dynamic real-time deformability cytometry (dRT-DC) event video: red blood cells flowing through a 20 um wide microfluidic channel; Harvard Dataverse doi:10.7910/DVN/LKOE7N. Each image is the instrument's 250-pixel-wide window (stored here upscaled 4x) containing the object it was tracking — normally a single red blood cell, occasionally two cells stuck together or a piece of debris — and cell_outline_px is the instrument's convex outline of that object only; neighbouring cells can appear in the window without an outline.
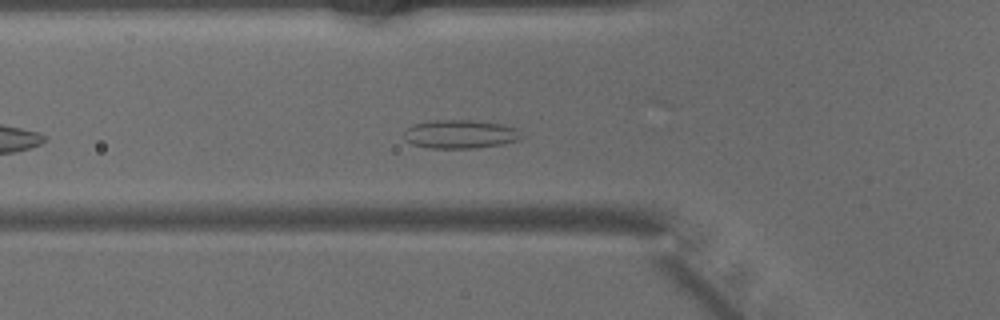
{"species": "common noctule bat (a hibernating species)", "species_latin": "Nyctalus noctula", "temperature_condition": "warm", "stored_images_in_passage": 29, "camera_frame_rate_fps": 3000, "um_per_image_px": 0.085, "animal": {"sex": "male", "body_mass_g": 15.6}, "frame": {"image": 1, "passage_image": 7, "time_ms": 2.0, "image_size_px": [1000, 320], "cell_outline_px": [[524, 136], [520, 140], [500, 144], [476, 148], [428, 148], [412, 144], [404, 140], [404, 132], [412, 124], [432, 120], [472, 120], [500, 124], [516, 128]], "centroid_in_image_um": [39.1, 11.4], "position_along_channel_um": 86.7, "area_um2": 19.65}}
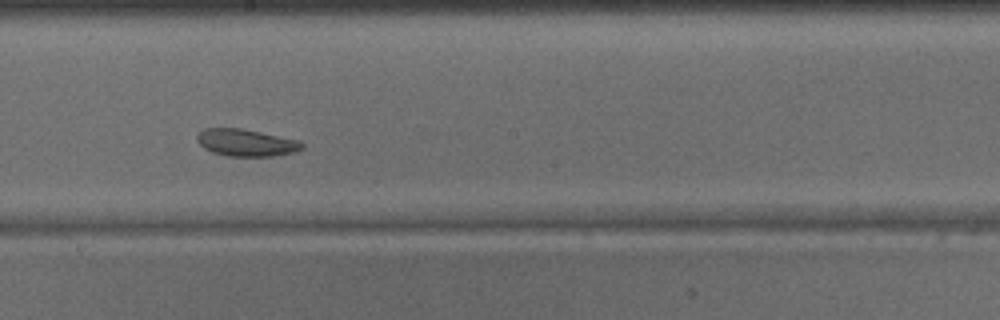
{"frame": {"image": 2, "passage_image": 17, "time_ms": 5.333, "image_size_px": [1000, 320], "cell_outline_px": [[304, 148], [296, 152], [272, 156], [228, 156], [212, 152], [204, 148], [196, 140], [196, 136], [204, 128], [240, 128], [300, 140], [304, 144]], "centroid_in_image_um": [20.94, 12.13], "position_along_channel_um": 227.3, "area_um2": 16.65}}
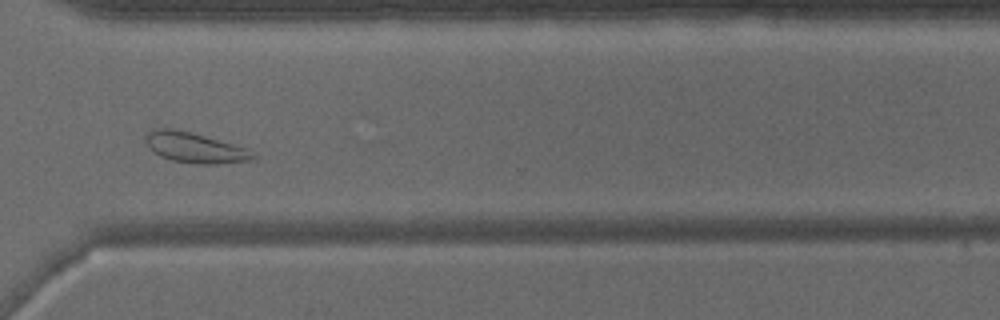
{"frame": {"image": 3, "passage_image": 26, "time_ms": 8.333, "image_size_px": [1000, 320], "cell_outline_px": [[256, 160], [216, 164], [200, 164], [172, 160], [160, 156], [144, 140], [144, 136], [152, 128], [176, 128], [248, 148], [256, 152]], "centroid_in_image_um": [16.61, 12.54], "position_along_channel_um": 354.0, "area_um2": 19.07}}